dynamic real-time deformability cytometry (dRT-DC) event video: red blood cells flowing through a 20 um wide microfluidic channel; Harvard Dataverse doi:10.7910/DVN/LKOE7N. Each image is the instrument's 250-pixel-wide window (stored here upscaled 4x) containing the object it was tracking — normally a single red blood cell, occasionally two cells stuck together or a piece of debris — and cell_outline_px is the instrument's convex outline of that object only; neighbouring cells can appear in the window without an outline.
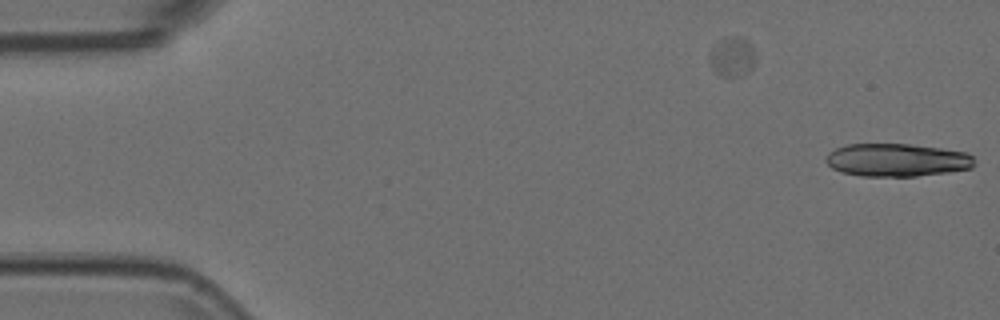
{"species": "Egyptian fruit bat (a non-hibernating species)", "species_latin": "Rousettus aegyptiacus", "temperature_condition": "room temperature", "stored_images_in_passage": 6, "segment_of_instrument_passage": [2, 2], "camera_frame_rate_fps": 3000, "um_per_image_px": 0.085, "animal": {"sex": "female"}, "frame": {"image": 1, "passage_image": 6, "time_ms": 1.667, "image_size_px": [1000, 320], "cell_outline_px": [[976, 164], [972, 168], [948, 172], [916, 176], [860, 176], [840, 172], [832, 168], [824, 160], [828, 152], [836, 148], [848, 144], [908, 144], [940, 148], [968, 152], [972, 156]], "centroid_in_image_um": [76.23, 13.6], "position_along_channel_um": 8.8, "area_um2": 28.73}}